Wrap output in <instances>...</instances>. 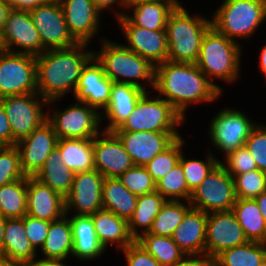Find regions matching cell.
Wrapping results in <instances>:
<instances>
[{
	"mask_svg": "<svg viewBox=\"0 0 266 266\" xmlns=\"http://www.w3.org/2000/svg\"><path fill=\"white\" fill-rule=\"evenodd\" d=\"M154 90L161 98L165 97L184 119L190 104L213 102L223 91L195 63L168 60L155 66Z\"/></svg>",
	"mask_w": 266,
	"mask_h": 266,
	"instance_id": "6da1fadb",
	"label": "cell"
},
{
	"mask_svg": "<svg viewBox=\"0 0 266 266\" xmlns=\"http://www.w3.org/2000/svg\"><path fill=\"white\" fill-rule=\"evenodd\" d=\"M88 43H78L66 49L46 50L36 57L38 93L51 103L60 100L71 90L75 93L83 67L93 57L86 50ZM85 50V51H84Z\"/></svg>",
	"mask_w": 266,
	"mask_h": 266,
	"instance_id": "7a4b0ae2",
	"label": "cell"
},
{
	"mask_svg": "<svg viewBox=\"0 0 266 266\" xmlns=\"http://www.w3.org/2000/svg\"><path fill=\"white\" fill-rule=\"evenodd\" d=\"M102 48L93 52V56L102 65L103 71L113 82L132 84L144 91L145 80L152 90L155 85V66L147 59L131 51L124 44L111 40H101Z\"/></svg>",
	"mask_w": 266,
	"mask_h": 266,
	"instance_id": "3957f363",
	"label": "cell"
},
{
	"mask_svg": "<svg viewBox=\"0 0 266 266\" xmlns=\"http://www.w3.org/2000/svg\"><path fill=\"white\" fill-rule=\"evenodd\" d=\"M211 26V19L201 14L191 16L182 5L175 8L167 19L165 29L168 61L196 63L203 37Z\"/></svg>",
	"mask_w": 266,
	"mask_h": 266,
	"instance_id": "277c9868",
	"label": "cell"
},
{
	"mask_svg": "<svg viewBox=\"0 0 266 266\" xmlns=\"http://www.w3.org/2000/svg\"><path fill=\"white\" fill-rule=\"evenodd\" d=\"M241 45L211 26L203 37L196 65L208 79L234 83L240 75Z\"/></svg>",
	"mask_w": 266,
	"mask_h": 266,
	"instance_id": "5b68a950",
	"label": "cell"
},
{
	"mask_svg": "<svg viewBox=\"0 0 266 266\" xmlns=\"http://www.w3.org/2000/svg\"><path fill=\"white\" fill-rule=\"evenodd\" d=\"M217 9L212 26L233 41L251 38L266 21V0H223Z\"/></svg>",
	"mask_w": 266,
	"mask_h": 266,
	"instance_id": "8992f818",
	"label": "cell"
},
{
	"mask_svg": "<svg viewBox=\"0 0 266 266\" xmlns=\"http://www.w3.org/2000/svg\"><path fill=\"white\" fill-rule=\"evenodd\" d=\"M147 91L122 125L113 132H179L185 120L182 115L160 96L152 98ZM150 97V98H149Z\"/></svg>",
	"mask_w": 266,
	"mask_h": 266,
	"instance_id": "52a82bcc",
	"label": "cell"
},
{
	"mask_svg": "<svg viewBox=\"0 0 266 266\" xmlns=\"http://www.w3.org/2000/svg\"><path fill=\"white\" fill-rule=\"evenodd\" d=\"M12 131V146L30 135L35 129L41 127L48 119L49 101L38 92L6 96L0 99Z\"/></svg>",
	"mask_w": 266,
	"mask_h": 266,
	"instance_id": "ba28073f",
	"label": "cell"
},
{
	"mask_svg": "<svg viewBox=\"0 0 266 266\" xmlns=\"http://www.w3.org/2000/svg\"><path fill=\"white\" fill-rule=\"evenodd\" d=\"M236 200L234 178L219 162L192 192L189 203L209 214L232 211Z\"/></svg>",
	"mask_w": 266,
	"mask_h": 266,
	"instance_id": "9c48e42d",
	"label": "cell"
},
{
	"mask_svg": "<svg viewBox=\"0 0 266 266\" xmlns=\"http://www.w3.org/2000/svg\"><path fill=\"white\" fill-rule=\"evenodd\" d=\"M101 112L84 102L69 105L64 110L48 111L47 121L53 126L58 139H94L100 132L98 127Z\"/></svg>",
	"mask_w": 266,
	"mask_h": 266,
	"instance_id": "30bf717a",
	"label": "cell"
},
{
	"mask_svg": "<svg viewBox=\"0 0 266 266\" xmlns=\"http://www.w3.org/2000/svg\"><path fill=\"white\" fill-rule=\"evenodd\" d=\"M38 92L36 57L4 51L0 57V99Z\"/></svg>",
	"mask_w": 266,
	"mask_h": 266,
	"instance_id": "8fae6325",
	"label": "cell"
},
{
	"mask_svg": "<svg viewBox=\"0 0 266 266\" xmlns=\"http://www.w3.org/2000/svg\"><path fill=\"white\" fill-rule=\"evenodd\" d=\"M209 125L208 134L212 145L226 156L245 145L251 130L257 124L240 110L223 108Z\"/></svg>",
	"mask_w": 266,
	"mask_h": 266,
	"instance_id": "7c38bea8",
	"label": "cell"
},
{
	"mask_svg": "<svg viewBox=\"0 0 266 266\" xmlns=\"http://www.w3.org/2000/svg\"><path fill=\"white\" fill-rule=\"evenodd\" d=\"M29 13L46 50L66 49L79 43L68 29L59 0L37 6Z\"/></svg>",
	"mask_w": 266,
	"mask_h": 266,
	"instance_id": "4fadbf2b",
	"label": "cell"
},
{
	"mask_svg": "<svg viewBox=\"0 0 266 266\" xmlns=\"http://www.w3.org/2000/svg\"><path fill=\"white\" fill-rule=\"evenodd\" d=\"M1 41L5 51L9 52L37 56L46 51L30 13L26 10L10 9L1 32ZM13 45L21 50L14 49Z\"/></svg>",
	"mask_w": 266,
	"mask_h": 266,
	"instance_id": "5bb4252c",
	"label": "cell"
},
{
	"mask_svg": "<svg viewBox=\"0 0 266 266\" xmlns=\"http://www.w3.org/2000/svg\"><path fill=\"white\" fill-rule=\"evenodd\" d=\"M104 178L96 169L75 173L71 192L65 198V214L74 210V215L90 216L103 209Z\"/></svg>",
	"mask_w": 266,
	"mask_h": 266,
	"instance_id": "9a60e30c",
	"label": "cell"
},
{
	"mask_svg": "<svg viewBox=\"0 0 266 266\" xmlns=\"http://www.w3.org/2000/svg\"><path fill=\"white\" fill-rule=\"evenodd\" d=\"M128 45L124 46L149 60L154 66L168 60L166 30H149L134 26L125 16L117 19Z\"/></svg>",
	"mask_w": 266,
	"mask_h": 266,
	"instance_id": "2e32d148",
	"label": "cell"
},
{
	"mask_svg": "<svg viewBox=\"0 0 266 266\" xmlns=\"http://www.w3.org/2000/svg\"><path fill=\"white\" fill-rule=\"evenodd\" d=\"M248 242L232 211L207 214L205 254L216 257L222 251Z\"/></svg>",
	"mask_w": 266,
	"mask_h": 266,
	"instance_id": "e0dca14e",
	"label": "cell"
},
{
	"mask_svg": "<svg viewBox=\"0 0 266 266\" xmlns=\"http://www.w3.org/2000/svg\"><path fill=\"white\" fill-rule=\"evenodd\" d=\"M57 141V134L47 121L15 144L26 177H34L39 172L51 152L56 148Z\"/></svg>",
	"mask_w": 266,
	"mask_h": 266,
	"instance_id": "ac0fdd59",
	"label": "cell"
},
{
	"mask_svg": "<svg viewBox=\"0 0 266 266\" xmlns=\"http://www.w3.org/2000/svg\"><path fill=\"white\" fill-rule=\"evenodd\" d=\"M93 153L95 169L105 178H118L134 165L113 131L103 130L93 139Z\"/></svg>",
	"mask_w": 266,
	"mask_h": 266,
	"instance_id": "d6986e66",
	"label": "cell"
},
{
	"mask_svg": "<svg viewBox=\"0 0 266 266\" xmlns=\"http://www.w3.org/2000/svg\"><path fill=\"white\" fill-rule=\"evenodd\" d=\"M124 145L134 165L145 167L157 154L167 149L180 132H114Z\"/></svg>",
	"mask_w": 266,
	"mask_h": 266,
	"instance_id": "ffe728a7",
	"label": "cell"
},
{
	"mask_svg": "<svg viewBox=\"0 0 266 266\" xmlns=\"http://www.w3.org/2000/svg\"><path fill=\"white\" fill-rule=\"evenodd\" d=\"M113 81L105 75L102 65L93 56L83 67L74 96L76 102L105 109L110 100Z\"/></svg>",
	"mask_w": 266,
	"mask_h": 266,
	"instance_id": "44dd1931",
	"label": "cell"
},
{
	"mask_svg": "<svg viewBox=\"0 0 266 266\" xmlns=\"http://www.w3.org/2000/svg\"><path fill=\"white\" fill-rule=\"evenodd\" d=\"M70 33L79 43L93 40L100 28V11L92 0H59Z\"/></svg>",
	"mask_w": 266,
	"mask_h": 266,
	"instance_id": "7402d4cb",
	"label": "cell"
},
{
	"mask_svg": "<svg viewBox=\"0 0 266 266\" xmlns=\"http://www.w3.org/2000/svg\"><path fill=\"white\" fill-rule=\"evenodd\" d=\"M27 214L54 221L65 215V198L35 177H27Z\"/></svg>",
	"mask_w": 266,
	"mask_h": 266,
	"instance_id": "603a6c76",
	"label": "cell"
},
{
	"mask_svg": "<svg viewBox=\"0 0 266 266\" xmlns=\"http://www.w3.org/2000/svg\"><path fill=\"white\" fill-rule=\"evenodd\" d=\"M146 92L132 84L113 82L109 103L103 110L104 113L101 111L103 116L101 120H109L108 125L103 128L104 131H114L119 128Z\"/></svg>",
	"mask_w": 266,
	"mask_h": 266,
	"instance_id": "cb8c5ba5",
	"label": "cell"
},
{
	"mask_svg": "<svg viewBox=\"0 0 266 266\" xmlns=\"http://www.w3.org/2000/svg\"><path fill=\"white\" fill-rule=\"evenodd\" d=\"M207 213L191 207L175 229L172 239L185 255L205 253Z\"/></svg>",
	"mask_w": 266,
	"mask_h": 266,
	"instance_id": "d4e9b609",
	"label": "cell"
},
{
	"mask_svg": "<svg viewBox=\"0 0 266 266\" xmlns=\"http://www.w3.org/2000/svg\"><path fill=\"white\" fill-rule=\"evenodd\" d=\"M69 219L73 235L72 256L81 261H91L104 254L106 249L97 238L92 217L72 215Z\"/></svg>",
	"mask_w": 266,
	"mask_h": 266,
	"instance_id": "484cf974",
	"label": "cell"
},
{
	"mask_svg": "<svg viewBox=\"0 0 266 266\" xmlns=\"http://www.w3.org/2000/svg\"><path fill=\"white\" fill-rule=\"evenodd\" d=\"M90 216L94 223L97 238L105 249L111 243V245H117V250H123L135 241L129 232L128 221L120 218L112 211L101 209Z\"/></svg>",
	"mask_w": 266,
	"mask_h": 266,
	"instance_id": "4316f807",
	"label": "cell"
},
{
	"mask_svg": "<svg viewBox=\"0 0 266 266\" xmlns=\"http://www.w3.org/2000/svg\"><path fill=\"white\" fill-rule=\"evenodd\" d=\"M180 6V3L142 2L128 5L127 11H134L132 15L115 10V16L116 19L125 16L134 26L149 30H165L170 13Z\"/></svg>",
	"mask_w": 266,
	"mask_h": 266,
	"instance_id": "83f0119b",
	"label": "cell"
},
{
	"mask_svg": "<svg viewBox=\"0 0 266 266\" xmlns=\"http://www.w3.org/2000/svg\"><path fill=\"white\" fill-rule=\"evenodd\" d=\"M3 256L24 263L32 262L37 258V252L26 236L23 218L6 219L4 227Z\"/></svg>",
	"mask_w": 266,
	"mask_h": 266,
	"instance_id": "f1b7e54d",
	"label": "cell"
},
{
	"mask_svg": "<svg viewBox=\"0 0 266 266\" xmlns=\"http://www.w3.org/2000/svg\"><path fill=\"white\" fill-rule=\"evenodd\" d=\"M39 250L45 259H67L72 255V226L67 214L51 221L46 240Z\"/></svg>",
	"mask_w": 266,
	"mask_h": 266,
	"instance_id": "f546056e",
	"label": "cell"
},
{
	"mask_svg": "<svg viewBox=\"0 0 266 266\" xmlns=\"http://www.w3.org/2000/svg\"><path fill=\"white\" fill-rule=\"evenodd\" d=\"M56 147L62 163L74 173L95 169L93 139H58Z\"/></svg>",
	"mask_w": 266,
	"mask_h": 266,
	"instance_id": "4dcf8cb0",
	"label": "cell"
},
{
	"mask_svg": "<svg viewBox=\"0 0 266 266\" xmlns=\"http://www.w3.org/2000/svg\"><path fill=\"white\" fill-rule=\"evenodd\" d=\"M61 158L62 155L56 147L34 177L66 198L71 192L75 173L65 167Z\"/></svg>",
	"mask_w": 266,
	"mask_h": 266,
	"instance_id": "1f68e13d",
	"label": "cell"
},
{
	"mask_svg": "<svg viewBox=\"0 0 266 266\" xmlns=\"http://www.w3.org/2000/svg\"><path fill=\"white\" fill-rule=\"evenodd\" d=\"M138 196L131 193L118 178H104L102 185L103 209L112 211L129 221L136 208Z\"/></svg>",
	"mask_w": 266,
	"mask_h": 266,
	"instance_id": "d6a6232c",
	"label": "cell"
},
{
	"mask_svg": "<svg viewBox=\"0 0 266 266\" xmlns=\"http://www.w3.org/2000/svg\"><path fill=\"white\" fill-rule=\"evenodd\" d=\"M232 212L248 241L266 243V222L255 199L237 198Z\"/></svg>",
	"mask_w": 266,
	"mask_h": 266,
	"instance_id": "836d02e7",
	"label": "cell"
},
{
	"mask_svg": "<svg viewBox=\"0 0 266 266\" xmlns=\"http://www.w3.org/2000/svg\"><path fill=\"white\" fill-rule=\"evenodd\" d=\"M167 200L156 190L138 196L136 208L128 221L129 232L134 240L144 233H148L156 215ZM138 227H143L139 233Z\"/></svg>",
	"mask_w": 266,
	"mask_h": 266,
	"instance_id": "e575fe53",
	"label": "cell"
},
{
	"mask_svg": "<svg viewBox=\"0 0 266 266\" xmlns=\"http://www.w3.org/2000/svg\"><path fill=\"white\" fill-rule=\"evenodd\" d=\"M135 241L162 266H175L185 256L172 237L144 233Z\"/></svg>",
	"mask_w": 266,
	"mask_h": 266,
	"instance_id": "d590c367",
	"label": "cell"
},
{
	"mask_svg": "<svg viewBox=\"0 0 266 266\" xmlns=\"http://www.w3.org/2000/svg\"><path fill=\"white\" fill-rule=\"evenodd\" d=\"M266 257V244L248 241L216 256L217 266H260Z\"/></svg>",
	"mask_w": 266,
	"mask_h": 266,
	"instance_id": "8d00e7d4",
	"label": "cell"
},
{
	"mask_svg": "<svg viewBox=\"0 0 266 266\" xmlns=\"http://www.w3.org/2000/svg\"><path fill=\"white\" fill-rule=\"evenodd\" d=\"M27 178L0 187V213L6 219L22 218L27 214Z\"/></svg>",
	"mask_w": 266,
	"mask_h": 266,
	"instance_id": "74e56055",
	"label": "cell"
},
{
	"mask_svg": "<svg viewBox=\"0 0 266 266\" xmlns=\"http://www.w3.org/2000/svg\"><path fill=\"white\" fill-rule=\"evenodd\" d=\"M191 207L189 202L185 205L182 201L167 200L153 220L148 233L172 237L175 229Z\"/></svg>",
	"mask_w": 266,
	"mask_h": 266,
	"instance_id": "f35d334b",
	"label": "cell"
},
{
	"mask_svg": "<svg viewBox=\"0 0 266 266\" xmlns=\"http://www.w3.org/2000/svg\"><path fill=\"white\" fill-rule=\"evenodd\" d=\"M185 142L183 137H178L167 149L157 154L145 166L155 182H158L179 164L182 147H184L183 145Z\"/></svg>",
	"mask_w": 266,
	"mask_h": 266,
	"instance_id": "ab89813d",
	"label": "cell"
},
{
	"mask_svg": "<svg viewBox=\"0 0 266 266\" xmlns=\"http://www.w3.org/2000/svg\"><path fill=\"white\" fill-rule=\"evenodd\" d=\"M156 191L166 200L184 201L190 200L192 192L188 189L185 174L182 167L178 164L170 172L156 182Z\"/></svg>",
	"mask_w": 266,
	"mask_h": 266,
	"instance_id": "60d3db41",
	"label": "cell"
},
{
	"mask_svg": "<svg viewBox=\"0 0 266 266\" xmlns=\"http://www.w3.org/2000/svg\"><path fill=\"white\" fill-rule=\"evenodd\" d=\"M205 157H207L205 161L190 158L186 159L182 151L179 164L182 167L188 189L191 192H193L212 169L221 162V160H218L211 152Z\"/></svg>",
	"mask_w": 266,
	"mask_h": 266,
	"instance_id": "b9f144b4",
	"label": "cell"
},
{
	"mask_svg": "<svg viewBox=\"0 0 266 266\" xmlns=\"http://www.w3.org/2000/svg\"><path fill=\"white\" fill-rule=\"evenodd\" d=\"M236 197L255 199L266 191V173L255 169L234 177Z\"/></svg>",
	"mask_w": 266,
	"mask_h": 266,
	"instance_id": "7bdbcfd3",
	"label": "cell"
},
{
	"mask_svg": "<svg viewBox=\"0 0 266 266\" xmlns=\"http://www.w3.org/2000/svg\"><path fill=\"white\" fill-rule=\"evenodd\" d=\"M27 178L22 170L17 147L0 146V187Z\"/></svg>",
	"mask_w": 266,
	"mask_h": 266,
	"instance_id": "ee69618b",
	"label": "cell"
},
{
	"mask_svg": "<svg viewBox=\"0 0 266 266\" xmlns=\"http://www.w3.org/2000/svg\"><path fill=\"white\" fill-rule=\"evenodd\" d=\"M118 179L126 189L136 196H142L156 190V182L143 166L133 165Z\"/></svg>",
	"mask_w": 266,
	"mask_h": 266,
	"instance_id": "f6af8a7d",
	"label": "cell"
},
{
	"mask_svg": "<svg viewBox=\"0 0 266 266\" xmlns=\"http://www.w3.org/2000/svg\"><path fill=\"white\" fill-rule=\"evenodd\" d=\"M245 147L254 158L257 169L266 173V125L259 123L251 130Z\"/></svg>",
	"mask_w": 266,
	"mask_h": 266,
	"instance_id": "bcb514c9",
	"label": "cell"
},
{
	"mask_svg": "<svg viewBox=\"0 0 266 266\" xmlns=\"http://www.w3.org/2000/svg\"><path fill=\"white\" fill-rule=\"evenodd\" d=\"M225 159L226 162H221V164L233 178L236 175L257 169L256 162L245 145L239 147L236 151L230 152L225 156Z\"/></svg>",
	"mask_w": 266,
	"mask_h": 266,
	"instance_id": "7dc6e473",
	"label": "cell"
},
{
	"mask_svg": "<svg viewBox=\"0 0 266 266\" xmlns=\"http://www.w3.org/2000/svg\"><path fill=\"white\" fill-rule=\"evenodd\" d=\"M27 238L36 251L42 247L49 230L50 221L37 219L26 214L22 217Z\"/></svg>",
	"mask_w": 266,
	"mask_h": 266,
	"instance_id": "c3c4849f",
	"label": "cell"
},
{
	"mask_svg": "<svg viewBox=\"0 0 266 266\" xmlns=\"http://www.w3.org/2000/svg\"><path fill=\"white\" fill-rule=\"evenodd\" d=\"M127 266H162L136 241L123 249Z\"/></svg>",
	"mask_w": 266,
	"mask_h": 266,
	"instance_id": "681fc988",
	"label": "cell"
},
{
	"mask_svg": "<svg viewBox=\"0 0 266 266\" xmlns=\"http://www.w3.org/2000/svg\"><path fill=\"white\" fill-rule=\"evenodd\" d=\"M175 266H217V260L216 257L205 253L185 255Z\"/></svg>",
	"mask_w": 266,
	"mask_h": 266,
	"instance_id": "f907efd6",
	"label": "cell"
},
{
	"mask_svg": "<svg viewBox=\"0 0 266 266\" xmlns=\"http://www.w3.org/2000/svg\"><path fill=\"white\" fill-rule=\"evenodd\" d=\"M0 146H12V131L3 105L0 103Z\"/></svg>",
	"mask_w": 266,
	"mask_h": 266,
	"instance_id": "816d5d0a",
	"label": "cell"
},
{
	"mask_svg": "<svg viewBox=\"0 0 266 266\" xmlns=\"http://www.w3.org/2000/svg\"><path fill=\"white\" fill-rule=\"evenodd\" d=\"M51 0H8L10 7L17 10L30 11L37 6L44 5Z\"/></svg>",
	"mask_w": 266,
	"mask_h": 266,
	"instance_id": "f5cc1de1",
	"label": "cell"
},
{
	"mask_svg": "<svg viewBox=\"0 0 266 266\" xmlns=\"http://www.w3.org/2000/svg\"><path fill=\"white\" fill-rule=\"evenodd\" d=\"M95 7L100 11H104L106 8L114 7V4L118 3V5L123 7V9L128 8L127 0H92Z\"/></svg>",
	"mask_w": 266,
	"mask_h": 266,
	"instance_id": "db71d44e",
	"label": "cell"
},
{
	"mask_svg": "<svg viewBox=\"0 0 266 266\" xmlns=\"http://www.w3.org/2000/svg\"><path fill=\"white\" fill-rule=\"evenodd\" d=\"M64 259H34L32 262H29L27 266H68L67 264H64ZM70 266V265H69Z\"/></svg>",
	"mask_w": 266,
	"mask_h": 266,
	"instance_id": "11a10c76",
	"label": "cell"
},
{
	"mask_svg": "<svg viewBox=\"0 0 266 266\" xmlns=\"http://www.w3.org/2000/svg\"><path fill=\"white\" fill-rule=\"evenodd\" d=\"M11 7L8 0H0V34L4 28L5 21L7 19L8 13Z\"/></svg>",
	"mask_w": 266,
	"mask_h": 266,
	"instance_id": "9f6ffc18",
	"label": "cell"
},
{
	"mask_svg": "<svg viewBox=\"0 0 266 266\" xmlns=\"http://www.w3.org/2000/svg\"><path fill=\"white\" fill-rule=\"evenodd\" d=\"M0 266H27V263L0 255Z\"/></svg>",
	"mask_w": 266,
	"mask_h": 266,
	"instance_id": "6f0895ef",
	"label": "cell"
},
{
	"mask_svg": "<svg viewBox=\"0 0 266 266\" xmlns=\"http://www.w3.org/2000/svg\"><path fill=\"white\" fill-rule=\"evenodd\" d=\"M255 200L266 222V191L262 192Z\"/></svg>",
	"mask_w": 266,
	"mask_h": 266,
	"instance_id": "680465c9",
	"label": "cell"
},
{
	"mask_svg": "<svg viewBox=\"0 0 266 266\" xmlns=\"http://www.w3.org/2000/svg\"><path fill=\"white\" fill-rule=\"evenodd\" d=\"M6 218L0 213V255L3 253L4 249V227H5Z\"/></svg>",
	"mask_w": 266,
	"mask_h": 266,
	"instance_id": "91938a15",
	"label": "cell"
},
{
	"mask_svg": "<svg viewBox=\"0 0 266 266\" xmlns=\"http://www.w3.org/2000/svg\"><path fill=\"white\" fill-rule=\"evenodd\" d=\"M259 61H260L259 68L262 71V73H264V76L266 78V45L261 50Z\"/></svg>",
	"mask_w": 266,
	"mask_h": 266,
	"instance_id": "94428289",
	"label": "cell"
},
{
	"mask_svg": "<svg viewBox=\"0 0 266 266\" xmlns=\"http://www.w3.org/2000/svg\"><path fill=\"white\" fill-rule=\"evenodd\" d=\"M142 2H159V3H180L178 0H127L128 5Z\"/></svg>",
	"mask_w": 266,
	"mask_h": 266,
	"instance_id": "6125c7cd",
	"label": "cell"
},
{
	"mask_svg": "<svg viewBox=\"0 0 266 266\" xmlns=\"http://www.w3.org/2000/svg\"><path fill=\"white\" fill-rule=\"evenodd\" d=\"M0 50H5V48L3 47L2 41H1V34H0Z\"/></svg>",
	"mask_w": 266,
	"mask_h": 266,
	"instance_id": "be15d7a7",
	"label": "cell"
},
{
	"mask_svg": "<svg viewBox=\"0 0 266 266\" xmlns=\"http://www.w3.org/2000/svg\"><path fill=\"white\" fill-rule=\"evenodd\" d=\"M260 266H266V257H265V259L262 261V263H261Z\"/></svg>",
	"mask_w": 266,
	"mask_h": 266,
	"instance_id": "e7e4bbea",
	"label": "cell"
},
{
	"mask_svg": "<svg viewBox=\"0 0 266 266\" xmlns=\"http://www.w3.org/2000/svg\"><path fill=\"white\" fill-rule=\"evenodd\" d=\"M4 51H5V50H0V57H1V55L3 54Z\"/></svg>",
	"mask_w": 266,
	"mask_h": 266,
	"instance_id": "03108f58",
	"label": "cell"
}]
</instances>
